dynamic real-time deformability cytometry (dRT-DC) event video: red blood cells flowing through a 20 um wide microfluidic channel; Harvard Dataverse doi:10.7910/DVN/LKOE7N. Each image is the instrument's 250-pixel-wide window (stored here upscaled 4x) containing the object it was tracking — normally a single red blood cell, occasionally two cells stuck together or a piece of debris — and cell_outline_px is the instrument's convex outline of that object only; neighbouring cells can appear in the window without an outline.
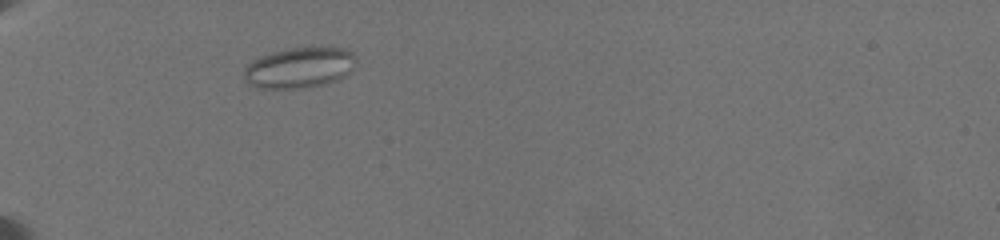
{"species": "common noctule bat (a hibernating species)", "species_latin": "Nyctalus noctula", "temperature_condition": "warm", "stored_images_in_passage": 18, "camera_frame_rate_fps": 3000, "um_per_image_px": 0.085, "animal": {"sex": "female", "body_mass_g": 19.5, "forearm_length_mm": 54.1}, "frame": {"image": 1, "passage_image": 4, "time_ms": 1.333, "image_size_px": [1000, 240], "cell_outline_px": [[356, 56], [352, 72], [340, 80], [308, 88], [256, 88], [248, 84], [244, 80], [244, 68], [252, 60], [260, 56], [272, 52], [292, 48], [344, 48], [352, 52]], "centroid_in_image_um": [25.45, 5.77], "position_along_channel_um": 59.5, "area_um2": 26.82}}
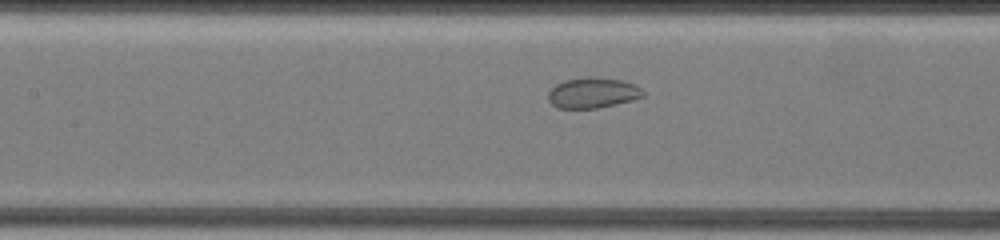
{"frame": {"image": 2, "passage_image": 12, "time_ms": 4.667, "image_size_px": [1000, 240], "cell_outline_px": [[644, 96], [632, 100], [616, 104], [596, 108], [556, 108], [548, 100], [548, 92], [556, 84], [564, 80], [620, 80], [632, 84], [640, 88], [644, 92]], "centroid_in_image_um": [50.35, 7.95], "position_along_channel_um": 157.0, "area_um2": 15.95}}
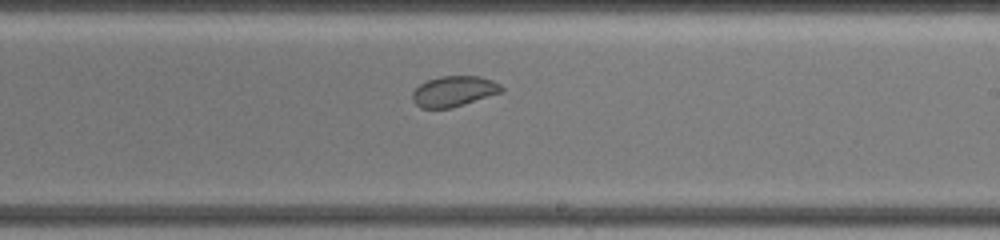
{"frame": {"image": 3, "passage_image": 18, "time_ms": 7.333, "image_size_px": [1000, 240], "cell_outline_px": [[504, 92], [452, 108], [420, 108], [412, 100], [412, 92], [420, 84], [428, 80], [440, 76], [480, 76], [492, 80], [500, 84], [504, 88]], "centroid_in_image_um": [38.6, 7.76], "position_along_channel_um": 250.4, "area_um2": 16.01}}